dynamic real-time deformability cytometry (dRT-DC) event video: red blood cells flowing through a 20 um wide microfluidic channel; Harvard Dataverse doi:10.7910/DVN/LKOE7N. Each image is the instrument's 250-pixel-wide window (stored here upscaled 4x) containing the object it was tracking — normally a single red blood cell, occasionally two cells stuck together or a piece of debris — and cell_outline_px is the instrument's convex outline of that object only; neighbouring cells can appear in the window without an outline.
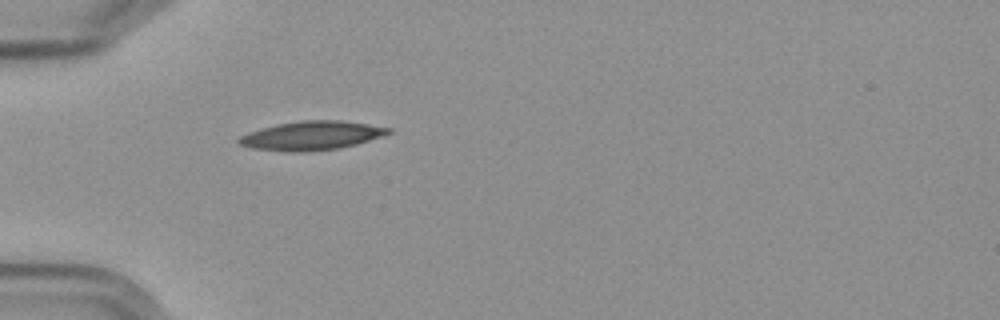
{"species": "Egyptian fruit bat (a non-hibernating species)", "species_latin": "Rousettus aegyptiacus", "temperature_condition": "cold", "stored_images_in_passage": 5, "camera_frame_rate_fps": 3000, "um_per_image_px": 0.085, "frame": {"image": 1, "passage_image": 5, "time_ms": 5.667, "image_size_px": [1000, 320], "cell_outline_px": [[392, 132], [356, 144], [336, 148], [304, 152], [284, 152], [252, 148], [240, 144], [236, 140], [240, 136], [248, 132], [280, 124], [300, 120], [340, 120], [368, 124], [392, 128]], "centroid_in_image_um": [26.46, 11.53], "position_along_channel_um": 58.5, "area_um2": 24.91}}